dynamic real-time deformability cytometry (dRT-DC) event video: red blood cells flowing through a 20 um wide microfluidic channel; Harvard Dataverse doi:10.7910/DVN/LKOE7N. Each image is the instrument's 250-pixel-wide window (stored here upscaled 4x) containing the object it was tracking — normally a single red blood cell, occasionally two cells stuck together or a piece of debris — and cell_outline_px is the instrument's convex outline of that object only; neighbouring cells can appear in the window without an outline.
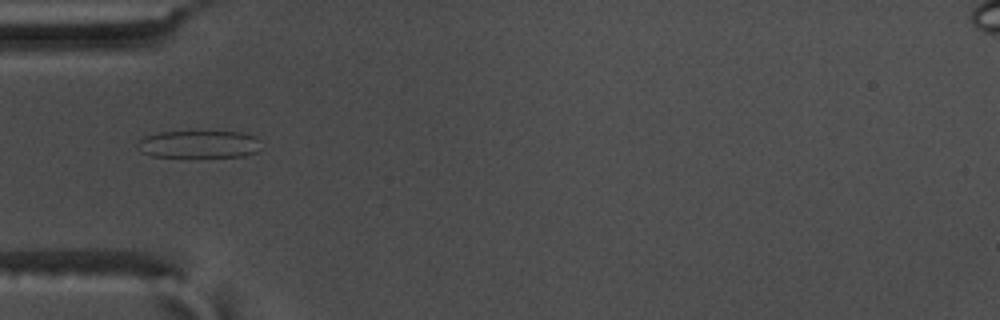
{"species": "common noctule bat (a hibernating species)", "species_latin": "Nyctalus noctula", "temperature_condition": "warm", "stored_images_in_passage": 46, "camera_frame_rate_fps": 3000, "um_per_image_px": 0.085, "animal": {"sex": "male", "body_mass_g": 17.5, "forearm_length_mm": 52.3}, "frame": {"image": 1, "passage_image": 8, "time_ms": 2.333, "image_size_px": [1000, 320], "cell_outline_px": [[260, 140], [256, 152], [244, 156], [152, 156], [140, 152], [136, 148], [136, 144], [144, 136], [160, 132], [240, 132], [256, 136]], "centroid_in_image_um": [16.87, 12.25], "position_along_channel_um": 68.1, "area_um2": 19.59}}
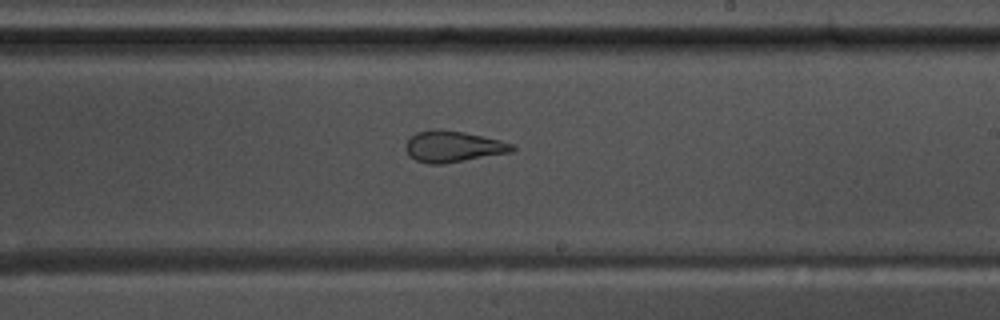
{"frame": {"image": 2, "passage_image": 23, "time_ms": 7.333, "image_size_px": [1000, 320], "cell_outline_px": [[516, 148], [512, 152], [444, 164], [428, 164], [416, 160], [408, 156], [404, 148], [408, 140], [416, 132], [436, 128], [440, 128], [464, 132], [500, 140], [512, 144]], "centroid_in_image_um": [38.48, 12.45], "position_along_channel_um": 250.5, "area_um2": 19.54}}
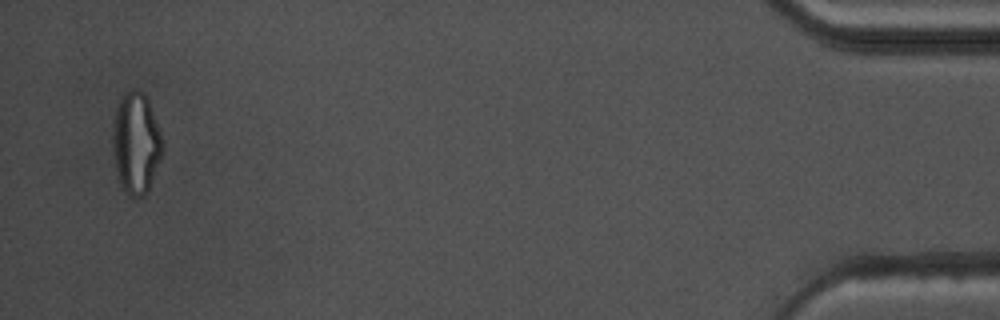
{"frame": {"image": 3, "passage_image": 44, "time_ms": 14.333, "image_size_px": [1000, 320], "cell_outline_px": [[164, 152], [148, 192], [144, 196], [136, 200], [128, 196], [120, 188], [116, 172], [112, 152], [112, 124], [116, 104], [120, 96], [128, 88], [136, 88], [144, 92], [148, 96], [164, 144]], "centroid_in_image_um": [11.55, 12.17], "position_along_channel_um": 423.7, "area_um2": 30.98}, "authors_computed_cell_mechanics": {"area_um2": 21.5016, "velocity_mm_per_s": 3.6614, "shape_relaxation_time_tau1_ms": null, "shape_relaxation_time_tau2_ms": 1.2077, "deformation_change_tau1": null, "deformation_change_tau2": 0.0799}}